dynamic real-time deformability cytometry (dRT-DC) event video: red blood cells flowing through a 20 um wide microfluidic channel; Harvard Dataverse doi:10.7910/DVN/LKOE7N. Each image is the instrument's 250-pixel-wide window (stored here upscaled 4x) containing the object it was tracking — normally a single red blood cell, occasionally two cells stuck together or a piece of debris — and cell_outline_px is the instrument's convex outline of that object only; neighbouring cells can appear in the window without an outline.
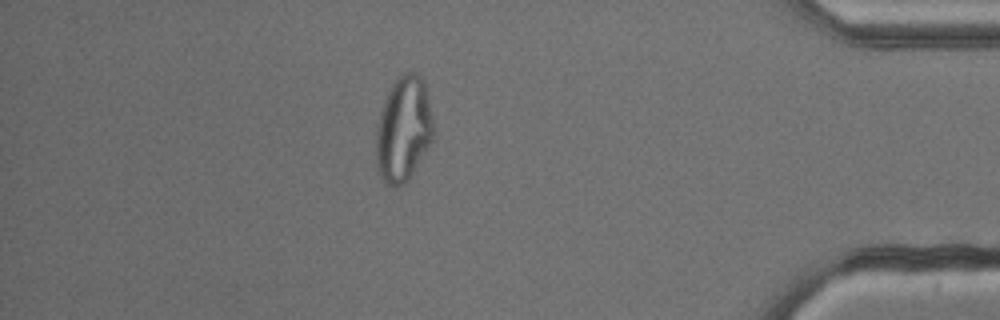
{"species": "common noctule bat (a hibernating species)", "species_latin": "Nyctalus noctula", "temperature_condition": "cold", "stored_images_in_passage": 53, "camera_frame_rate_fps": 3000, "um_per_image_px": 0.085, "animal": {"sex": "male", "body_mass_g": 13.3}, "frame": {"image": 1, "passage_image": 46, "time_ms": 15.0, "image_size_px": [1000, 320], "cell_outline_px": [[432, 140], [408, 180], [404, 184], [388, 184], [380, 176], [376, 168], [376, 132], [380, 112], [384, 100], [392, 84], [400, 72], [416, 72], [424, 80], [428, 96], [432, 120]], "centroid_in_image_um": [34.28, 10.93], "position_along_channel_um": 400.9, "area_um2": 34.85}}